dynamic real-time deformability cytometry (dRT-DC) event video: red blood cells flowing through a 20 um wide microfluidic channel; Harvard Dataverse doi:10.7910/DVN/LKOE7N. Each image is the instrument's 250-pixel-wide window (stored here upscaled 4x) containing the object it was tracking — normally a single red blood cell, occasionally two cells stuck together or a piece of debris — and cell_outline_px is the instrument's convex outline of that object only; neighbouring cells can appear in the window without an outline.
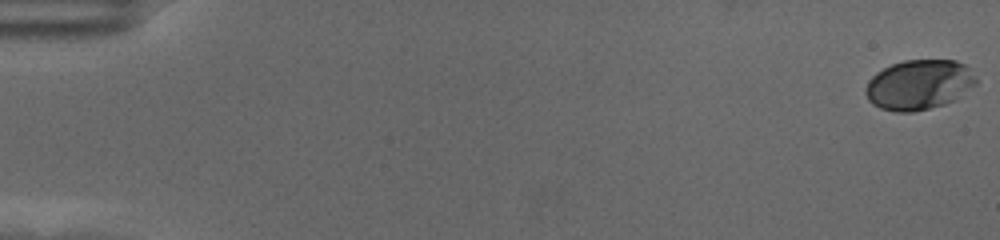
{"species": "human", "species_latin": "Homo sapiens", "temperature_condition": "cold", "stored_images_in_passage": 60, "camera_frame_rate_fps": 3000, "um_per_image_px": 0.085, "donor": {"sex": "female"}, "frame": {"image": 1, "passage_image": 1, "time_ms": 0.0, "image_size_px": [1000, 240], "cell_outline_px": [[976, 84], [956, 100], [944, 104], [912, 112], [896, 112], [880, 108], [872, 104], [868, 100], [864, 92], [864, 88], [868, 80], [876, 72], [892, 64], [904, 60], [956, 60], [964, 64], [968, 68], [976, 80]], "centroid_in_image_um": [78.08, 7.2], "position_along_channel_um": 6.9, "area_um2": 32.25}}
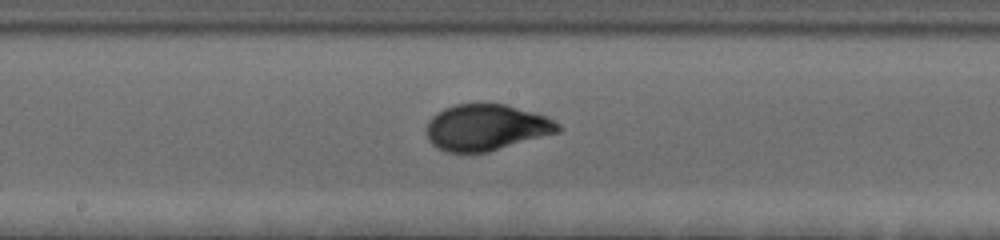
{"frame": {"image": 2, "passage_image": 33, "time_ms": 10.667, "image_size_px": [1000, 240], "cell_outline_px": [[564, 128], [560, 132], [488, 152], [448, 152], [436, 148], [428, 140], [428, 120], [436, 112], [444, 108], [456, 104], [504, 104], [548, 116], [560, 124]], "centroid_in_image_um": [41.37, 10.83], "position_along_channel_um": 206.8, "area_um2": 35.55}}
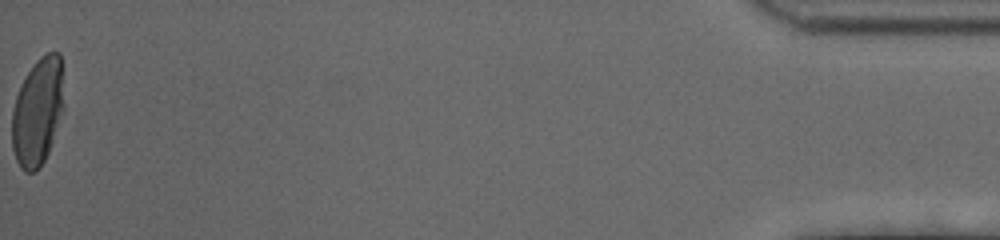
{"frame": {"image": 3, "passage_image": 60, "time_ms": 19.667, "image_size_px": [1000, 240], "cell_outline_px": [[64, 112], [48, 152], [44, 160], [32, 172], [24, 172], [20, 168], [16, 160], [12, 148], [12, 112], [16, 96], [28, 72], [36, 60], [40, 56], [48, 52], [60, 52], [64, 104]], "centroid_in_image_um": [3.21, 9.49], "position_along_channel_um": 432.0, "area_um2": 32.54}, "authors_computed_cell_mechanics": {"area_um2": 33.2928, "velocity_mm_per_s": 3.4932, "shape_relaxation_time_tau1_ms": 4.288, "shape_relaxation_time_tau2_ms": null, "deformation_change_tau1": 0.163, "deformation_change_tau2": null}}